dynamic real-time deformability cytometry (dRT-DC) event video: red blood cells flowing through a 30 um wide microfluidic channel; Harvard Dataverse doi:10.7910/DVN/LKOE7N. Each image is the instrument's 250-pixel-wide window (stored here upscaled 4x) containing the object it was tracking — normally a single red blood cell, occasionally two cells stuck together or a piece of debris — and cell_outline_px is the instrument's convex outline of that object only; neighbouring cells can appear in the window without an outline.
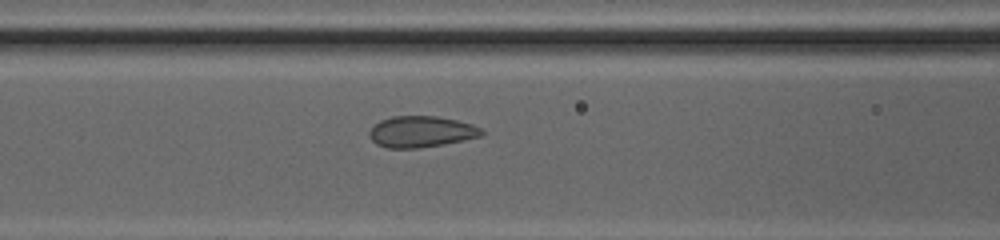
{"species": "common noctule bat (a hibernating species)", "species_latin": "Nyctalus noctula", "temperature_condition": "cold", "stored_images_in_passage": 14, "camera_frame_rate_fps": 3000, "um_per_image_px": 0.085, "animal": {"sex": "female", "body_mass_g": 20.0, "forearm_length_mm": 54.0}, "frame": {"image": 1, "passage_image": 10, "time_ms": 3.0, "image_size_px": [1000, 240], "cell_outline_px": [[484, 136], [444, 144], [420, 148], [388, 148], [376, 144], [368, 136], [368, 132], [380, 120], [392, 116], [436, 116], [456, 120], [472, 124], [480, 128], [484, 132]], "centroid_in_image_um": [35.8, 11.2], "position_along_channel_um": 130.8, "area_um2": 20.52}}